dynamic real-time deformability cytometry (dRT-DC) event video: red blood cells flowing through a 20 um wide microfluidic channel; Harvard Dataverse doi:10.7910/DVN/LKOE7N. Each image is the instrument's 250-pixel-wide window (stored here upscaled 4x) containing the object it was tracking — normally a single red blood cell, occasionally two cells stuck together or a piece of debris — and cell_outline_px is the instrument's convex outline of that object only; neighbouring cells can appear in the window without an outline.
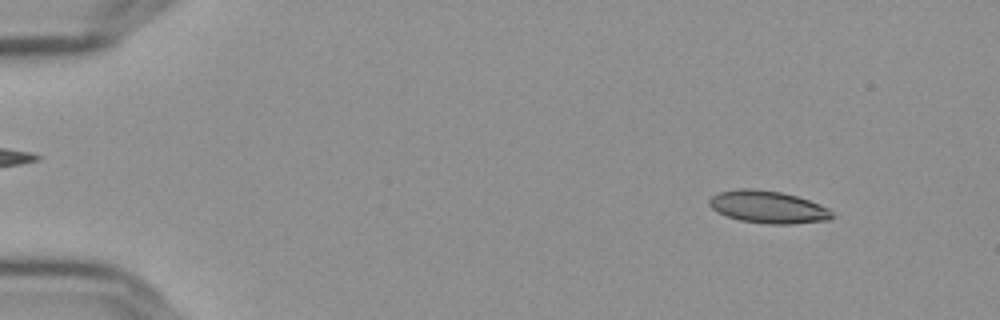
{"species": "Egyptian fruit bat (a non-hibernating species)", "species_latin": "Rousettus aegyptiacus", "temperature_condition": "cold", "stored_images_in_passage": 56, "camera_frame_rate_fps": 3000, "um_per_image_px": 0.085, "frame": {"image": 1, "passage_image": 6, "time_ms": 1.667, "image_size_px": [1000, 320], "cell_outline_px": [[836, 216], [832, 220], [792, 224], [764, 224], [740, 220], [724, 216], [716, 212], [708, 204], [708, 200], [712, 196], [720, 192], [740, 188], [752, 188], [780, 192], [796, 196], [808, 200], [828, 208]], "centroid_in_image_um": [65.28, 17.61], "position_along_channel_um": 19.7, "area_um2": 23.41}}
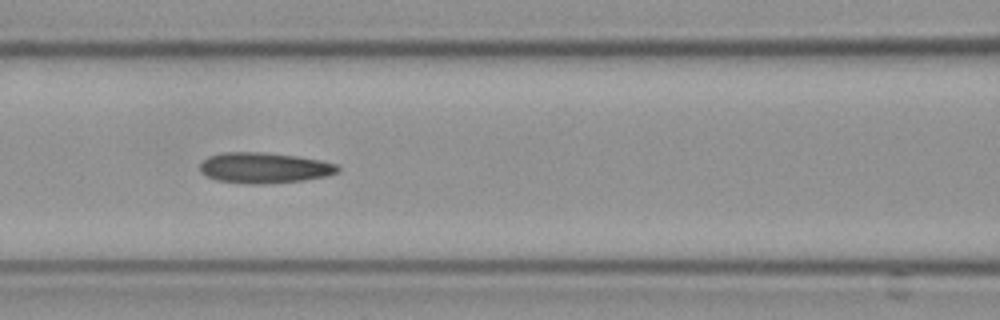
{"frame": {"image": 2, "passage_image": 25, "time_ms": 8.0, "image_size_px": [1000, 320], "cell_outline_px": [[340, 168], [336, 172], [324, 176], [304, 180], [264, 184], [244, 184], [216, 180], [200, 172], [200, 164], [208, 156], [224, 152], [264, 152], [296, 156], [320, 160], [336, 164]], "centroid_in_image_um": [22.42, 14.27], "position_along_channel_um": 144.2, "area_um2": 24.57}}
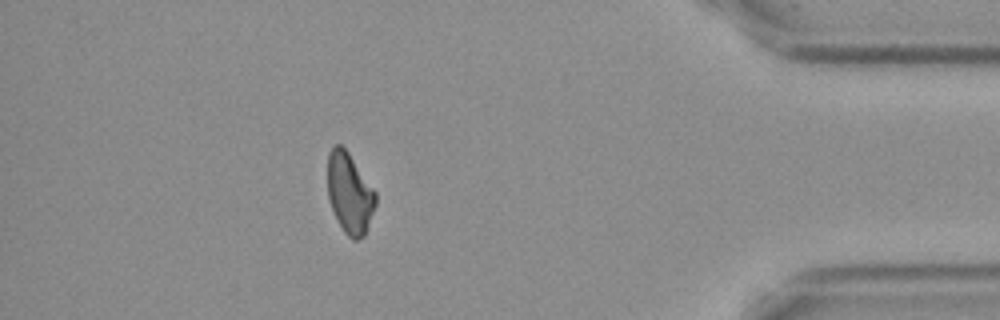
{"frame": {"image": 3, "passage_image": 50, "time_ms": 16.333, "image_size_px": [1000, 320], "cell_outline_px": [[376, 204], [364, 236], [356, 240], [352, 240], [344, 232], [332, 208], [328, 196], [328, 152], [336, 144], [340, 144], [348, 152], [376, 192]], "centroid_in_image_um": [29.72, 16.42], "position_along_channel_um": 405.5, "area_um2": 22.25}, "authors_computed_cell_mechanics": {"area_um2": 23.7269, "velocity_mm_per_s": 3.6211, "shape_relaxation_time_tau1_ms": 5.4261, "shape_relaxation_time_tau2_ms": 6.009, "deformation_change_tau1": 0.136, "deformation_change_tau2": 0.1489}}